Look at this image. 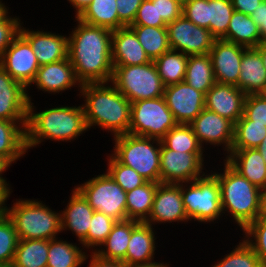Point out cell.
<instances>
[{
	"mask_svg": "<svg viewBox=\"0 0 266 267\" xmlns=\"http://www.w3.org/2000/svg\"><path fill=\"white\" fill-rule=\"evenodd\" d=\"M74 28L68 33V57L77 80L108 83L113 76L112 30L87 24L74 17Z\"/></svg>",
	"mask_w": 266,
	"mask_h": 267,
	"instance_id": "1",
	"label": "cell"
},
{
	"mask_svg": "<svg viewBox=\"0 0 266 267\" xmlns=\"http://www.w3.org/2000/svg\"><path fill=\"white\" fill-rule=\"evenodd\" d=\"M34 103L29 101L25 128L28 152L41 144L43 146L48 140L56 143L73 142L89 131L82 104L58 105L37 112Z\"/></svg>",
	"mask_w": 266,
	"mask_h": 267,
	"instance_id": "2",
	"label": "cell"
},
{
	"mask_svg": "<svg viewBox=\"0 0 266 267\" xmlns=\"http://www.w3.org/2000/svg\"><path fill=\"white\" fill-rule=\"evenodd\" d=\"M79 98H83L86 125L101 128L112 138L129 133L131 102L111 83L83 84Z\"/></svg>",
	"mask_w": 266,
	"mask_h": 267,
	"instance_id": "3",
	"label": "cell"
},
{
	"mask_svg": "<svg viewBox=\"0 0 266 267\" xmlns=\"http://www.w3.org/2000/svg\"><path fill=\"white\" fill-rule=\"evenodd\" d=\"M223 168L209 170L220 185V198L224 219L228 218L243 231L263 213V192L237 172L224 158ZM220 171V172H219ZM226 217V218H225ZM239 227V228H238Z\"/></svg>",
	"mask_w": 266,
	"mask_h": 267,
	"instance_id": "4",
	"label": "cell"
},
{
	"mask_svg": "<svg viewBox=\"0 0 266 267\" xmlns=\"http://www.w3.org/2000/svg\"><path fill=\"white\" fill-rule=\"evenodd\" d=\"M14 200L13 204H8L7 216L12 220L19 240H51L62 233L60 210H53L40 199Z\"/></svg>",
	"mask_w": 266,
	"mask_h": 267,
	"instance_id": "5",
	"label": "cell"
},
{
	"mask_svg": "<svg viewBox=\"0 0 266 267\" xmlns=\"http://www.w3.org/2000/svg\"><path fill=\"white\" fill-rule=\"evenodd\" d=\"M111 155L149 182L160 183L161 140L131 133L111 138Z\"/></svg>",
	"mask_w": 266,
	"mask_h": 267,
	"instance_id": "6",
	"label": "cell"
},
{
	"mask_svg": "<svg viewBox=\"0 0 266 267\" xmlns=\"http://www.w3.org/2000/svg\"><path fill=\"white\" fill-rule=\"evenodd\" d=\"M181 194L190 222L211 225L223 220L220 185L210 171L201 178L182 183Z\"/></svg>",
	"mask_w": 266,
	"mask_h": 267,
	"instance_id": "7",
	"label": "cell"
},
{
	"mask_svg": "<svg viewBox=\"0 0 266 267\" xmlns=\"http://www.w3.org/2000/svg\"><path fill=\"white\" fill-rule=\"evenodd\" d=\"M111 83L131 102L162 97L165 85L154 62L113 66Z\"/></svg>",
	"mask_w": 266,
	"mask_h": 267,
	"instance_id": "8",
	"label": "cell"
},
{
	"mask_svg": "<svg viewBox=\"0 0 266 267\" xmlns=\"http://www.w3.org/2000/svg\"><path fill=\"white\" fill-rule=\"evenodd\" d=\"M74 187L94 211L104 213L116 221L127 219L126 192L106 171Z\"/></svg>",
	"mask_w": 266,
	"mask_h": 267,
	"instance_id": "9",
	"label": "cell"
},
{
	"mask_svg": "<svg viewBox=\"0 0 266 267\" xmlns=\"http://www.w3.org/2000/svg\"><path fill=\"white\" fill-rule=\"evenodd\" d=\"M177 124L163 96L131 103V134L161 140Z\"/></svg>",
	"mask_w": 266,
	"mask_h": 267,
	"instance_id": "10",
	"label": "cell"
},
{
	"mask_svg": "<svg viewBox=\"0 0 266 267\" xmlns=\"http://www.w3.org/2000/svg\"><path fill=\"white\" fill-rule=\"evenodd\" d=\"M206 156L210 162L211 155L173 151L161 143L160 183L182 184L201 178L211 169L206 165Z\"/></svg>",
	"mask_w": 266,
	"mask_h": 267,
	"instance_id": "11",
	"label": "cell"
},
{
	"mask_svg": "<svg viewBox=\"0 0 266 267\" xmlns=\"http://www.w3.org/2000/svg\"><path fill=\"white\" fill-rule=\"evenodd\" d=\"M189 125L205 151L209 148V152L211 147V149L217 148L218 154L225 155L224 157L230 153L235 128L232 121L204 108ZM218 147L221 148L223 154L219 153L221 150Z\"/></svg>",
	"mask_w": 266,
	"mask_h": 267,
	"instance_id": "12",
	"label": "cell"
},
{
	"mask_svg": "<svg viewBox=\"0 0 266 267\" xmlns=\"http://www.w3.org/2000/svg\"><path fill=\"white\" fill-rule=\"evenodd\" d=\"M166 27L170 49L187 56L209 54L216 40L208 29L195 25L183 15Z\"/></svg>",
	"mask_w": 266,
	"mask_h": 267,
	"instance_id": "13",
	"label": "cell"
},
{
	"mask_svg": "<svg viewBox=\"0 0 266 267\" xmlns=\"http://www.w3.org/2000/svg\"><path fill=\"white\" fill-rule=\"evenodd\" d=\"M145 223L151 224L154 228L166 223H177V225L191 223L183 204L181 184H158L152 210Z\"/></svg>",
	"mask_w": 266,
	"mask_h": 267,
	"instance_id": "14",
	"label": "cell"
},
{
	"mask_svg": "<svg viewBox=\"0 0 266 267\" xmlns=\"http://www.w3.org/2000/svg\"><path fill=\"white\" fill-rule=\"evenodd\" d=\"M36 86L37 91H42L43 93H48L55 95L60 93V95L66 90L70 91L72 88H77V93H80L82 84L77 80L74 68L70 62L69 57L55 62L41 65L36 72L34 80L27 87L28 100H33L30 95L31 87Z\"/></svg>",
	"mask_w": 266,
	"mask_h": 267,
	"instance_id": "15",
	"label": "cell"
},
{
	"mask_svg": "<svg viewBox=\"0 0 266 267\" xmlns=\"http://www.w3.org/2000/svg\"><path fill=\"white\" fill-rule=\"evenodd\" d=\"M0 66L26 88L34 80L40 67L29 42L19 34L5 50Z\"/></svg>",
	"mask_w": 266,
	"mask_h": 267,
	"instance_id": "16",
	"label": "cell"
},
{
	"mask_svg": "<svg viewBox=\"0 0 266 267\" xmlns=\"http://www.w3.org/2000/svg\"><path fill=\"white\" fill-rule=\"evenodd\" d=\"M163 97L178 124H190L205 108V94L185 81L165 86Z\"/></svg>",
	"mask_w": 266,
	"mask_h": 267,
	"instance_id": "17",
	"label": "cell"
},
{
	"mask_svg": "<svg viewBox=\"0 0 266 267\" xmlns=\"http://www.w3.org/2000/svg\"><path fill=\"white\" fill-rule=\"evenodd\" d=\"M23 25V26H22ZM20 34L29 42L39 66L68 58V36L52 31L32 30L22 22Z\"/></svg>",
	"mask_w": 266,
	"mask_h": 267,
	"instance_id": "18",
	"label": "cell"
},
{
	"mask_svg": "<svg viewBox=\"0 0 266 267\" xmlns=\"http://www.w3.org/2000/svg\"><path fill=\"white\" fill-rule=\"evenodd\" d=\"M247 48L223 39H216L209 55L215 80L238 87L243 52Z\"/></svg>",
	"mask_w": 266,
	"mask_h": 267,
	"instance_id": "19",
	"label": "cell"
},
{
	"mask_svg": "<svg viewBox=\"0 0 266 267\" xmlns=\"http://www.w3.org/2000/svg\"><path fill=\"white\" fill-rule=\"evenodd\" d=\"M27 88L0 66V119L27 121Z\"/></svg>",
	"mask_w": 266,
	"mask_h": 267,
	"instance_id": "20",
	"label": "cell"
},
{
	"mask_svg": "<svg viewBox=\"0 0 266 267\" xmlns=\"http://www.w3.org/2000/svg\"><path fill=\"white\" fill-rule=\"evenodd\" d=\"M245 98L238 87L216 82L205 94V108L235 124L243 116Z\"/></svg>",
	"mask_w": 266,
	"mask_h": 267,
	"instance_id": "21",
	"label": "cell"
},
{
	"mask_svg": "<svg viewBox=\"0 0 266 267\" xmlns=\"http://www.w3.org/2000/svg\"><path fill=\"white\" fill-rule=\"evenodd\" d=\"M68 198L65 209L60 210L62 233L70 231L81 242L88 235L94 210L75 187Z\"/></svg>",
	"mask_w": 266,
	"mask_h": 267,
	"instance_id": "22",
	"label": "cell"
},
{
	"mask_svg": "<svg viewBox=\"0 0 266 267\" xmlns=\"http://www.w3.org/2000/svg\"><path fill=\"white\" fill-rule=\"evenodd\" d=\"M111 50L113 66L144 65L152 62L129 26L112 31Z\"/></svg>",
	"mask_w": 266,
	"mask_h": 267,
	"instance_id": "23",
	"label": "cell"
},
{
	"mask_svg": "<svg viewBox=\"0 0 266 267\" xmlns=\"http://www.w3.org/2000/svg\"><path fill=\"white\" fill-rule=\"evenodd\" d=\"M157 229L151 224L139 222L131 232L126 251V265L149 264L155 261Z\"/></svg>",
	"mask_w": 266,
	"mask_h": 267,
	"instance_id": "24",
	"label": "cell"
},
{
	"mask_svg": "<svg viewBox=\"0 0 266 267\" xmlns=\"http://www.w3.org/2000/svg\"><path fill=\"white\" fill-rule=\"evenodd\" d=\"M225 159L237 172L253 185L266 190V162L257 148L231 150Z\"/></svg>",
	"mask_w": 266,
	"mask_h": 267,
	"instance_id": "25",
	"label": "cell"
},
{
	"mask_svg": "<svg viewBox=\"0 0 266 267\" xmlns=\"http://www.w3.org/2000/svg\"><path fill=\"white\" fill-rule=\"evenodd\" d=\"M27 121L0 119V157L11 166L28 154L26 147Z\"/></svg>",
	"mask_w": 266,
	"mask_h": 267,
	"instance_id": "26",
	"label": "cell"
},
{
	"mask_svg": "<svg viewBox=\"0 0 266 267\" xmlns=\"http://www.w3.org/2000/svg\"><path fill=\"white\" fill-rule=\"evenodd\" d=\"M240 69L238 88L246 95L260 94L266 85V69L256 48L243 52Z\"/></svg>",
	"mask_w": 266,
	"mask_h": 267,
	"instance_id": "27",
	"label": "cell"
},
{
	"mask_svg": "<svg viewBox=\"0 0 266 267\" xmlns=\"http://www.w3.org/2000/svg\"><path fill=\"white\" fill-rule=\"evenodd\" d=\"M138 223L130 219L116 221L110 234L95 253L106 259L122 261L126 265V251L131 232Z\"/></svg>",
	"mask_w": 266,
	"mask_h": 267,
	"instance_id": "28",
	"label": "cell"
},
{
	"mask_svg": "<svg viewBox=\"0 0 266 267\" xmlns=\"http://www.w3.org/2000/svg\"><path fill=\"white\" fill-rule=\"evenodd\" d=\"M86 254L80 242L73 243L57 237L49 240L47 267H81Z\"/></svg>",
	"mask_w": 266,
	"mask_h": 267,
	"instance_id": "29",
	"label": "cell"
},
{
	"mask_svg": "<svg viewBox=\"0 0 266 267\" xmlns=\"http://www.w3.org/2000/svg\"><path fill=\"white\" fill-rule=\"evenodd\" d=\"M222 39L246 48H256L260 44V32L250 15L234 11Z\"/></svg>",
	"mask_w": 266,
	"mask_h": 267,
	"instance_id": "30",
	"label": "cell"
},
{
	"mask_svg": "<svg viewBox=\"0 0 266 267\" xmlns=\"http://www.w3.org/2000/svg\"><path fill=\"white\" fill-rule=\"evenodd\" d=\"M116 7V0H93L77 18L113 31L125 27L119 20Z\"/></svg>",
	"mask_w": 266,
	"mask_h": 267,
	"instance_id": "31",
	"label": "cell"
},
{
	"mask_svg": "<svg viewBox=\"0 0 266 267\" xmlns=\"http://www.w3.org/2000/svg\"><path fill=\"white\" fill-rule=\"evenodd\" d=\"M159 183L145 184L126 192L127 219L145 222L152 210L155 192Z\"/></svg>",
	"mask_w": 266,
	"mask_h": 267,
	"instance_id": "32",
	"label": "cell"
},
{
	"mask_svg": "<svg viewBox=\"0 0 266 267\" xmlns=\"http://www.w3.org/2000/svg\"><path fill=\"white\" fill-rule=\"evenodd\" d=\"M184 81L204 94L216 83L209 54L188 57Z\"/></svg>",
	"mask_w": 266,
	"mask_h": 267,
	"instance_id": "33",
	"label": "cell"
},
{
	"mask_svg": "<svg viewBox=\"0 0 266 267\" xmlns=\"http://www.w3.org/2000/svg\"><path fill=\"white\" fill-rule=\"evenodd\" d=\"M49 240H19L13 267H47Z\"/></svg>",
	"mask_w": 266,
	"mask_h": 267,
	"instance_id": "34",
	"label": "cell"
},
{
	"mask_svg": "<svg viewBox=\"0 0 266 267\" xmlns=\"http://www.w3.org/2000/svg\"><path fill=\"white\" fill-rule=\"evenodd\" d=\"M188 57L180 51L170 49L153 60L165 86L184 81Z\"/></svg>",
	"mask_w": 266,
	"mask_h": 267,
	"instance_id": "35",
	"label": "cell"
},
{
	"mask_svg": "<svg viewBox=\"0 0 266 267\" xmlns=\"http://www.w3.org/2000/svg\"><path fill=\"white\" fill-rule=\"evenodd\" d=\"M148 57L153 61L170 50L167 27H152L143 25L129 26Z\"/></svg>",
	"mask_w": 266,
	"mask_h": 267,
	"instance_id": "36",
	"label": "cell"
},
{
	"mask_svg": "<svg viewBox=\"0 0 266 267\" xmlns=\"http://www.w3.org/2000/svg\"><path fill=\"white\" fill-rule=\"evenodd\" d=\"M168 149L186 153H207L201 146L189 124H177L161 139Z\"/></svg>",
	"mask_w": 266,
	"mask_h": 267,
	"instance_id": "37",
	"label": "cell"
},
{
	"mask_svg": "<svg viewBox=\"0 0 266 267\" xmlns=\"http://www.w3.org/2000/svg\"><path fill=\"white\" fill-rule=\"evenodd\" d=\"M233 12L231 0H208V30L216 39L226 35Z\"/></svg>",
	"mask_w": 266,
	"mask_h": 267,
	"instance_id": "38",
	"label": "cell"
},
{
	"mask_svg": "<svg viewBox=\"0 0 266 267\" xmlns=\"http://www.w3.org/2000/svg\"><path fill=\"white\" fill-rule=\"evenodd\" d=\"M229 252V253H228ZM214 261L211 267H264L251 246L242 238L231 251Z\"/></svg>",
	"mask_w": 266,
	"mask_h": 267,
	"instance_id": "39",
	"label": "cell"
},
{
	"mask_svg": "<svg viewBox=\"0 0 266 267\" xmlns=\"http://www.w3.org/2000/svg\"><path fill=\"white\" fill-rule=\"evenodd\" d=\"M266 136V124L254 121H237L231 150L256 148Z\"/></svg>",
	"mask_w": 266,
	"mask_h": 267,
	"instance_id": "40",
	"label": "cell"
},
{
	"mask_svg": "<svg viewBox=\"0 0 266 267\" xmlns=\"http://www.w3.org/2000/svg\"><path fill=\"white\" fill-rule=\"evenodd\" d=\"M116 220L94 211L88 235L80 242L87 252H95L110 234Z\"/></svg>",
	"mask_w": 266,
	"mask_h": 267,
	"instance_id": "41",
	"label": "cell"
},
{
	"mask_svg": "<svg viewBox=\"0 0 266 267\" xmlns=\"http://www.w3.org/2000/svg\"><path fill=\"white\" fill-rule=\"evenodd\" d=\"M106 159L107 168L105 171L125 192H129L147 182L137 171L119 163L110 153L106 155Z\"/></svg>",
	"mask_w": 266,
	"mask_h": 267,
	"instance_id": "42",
	"label": "cell"
},
{
	"mask_svg": "<svg viewBox=\"0 0 266 267\" xmlns=\"http://www.w3.org/2000/svg\"><path fill=\"white\" fill-rule=\"evenodd\" d=\"M243 239L251 246L266 267V216L261 215L251 222L243 231Z\"/></svg>",
	"mask_w": 266,
	"mask_h": 267,
	"instance_id": "43",
	"label": "cell"
},
{
	"mask_svg": "<svg viewBox=\"0 0 266 267\" xmlns=\"http://www.w3.org/2000/svg\"><path fill=\"white\" fill-rule=\"evenodd\" d=\"M18 241L12 220L7 215L0 217V263H13Z\"/></svg>",
	"mask_w": 266,
	"mask_h": 267,
	"instance_id": "44",
	"label": "cell"
},
{
	"mask_svg": "<svg viewBox=\"0 0 266 267\" xmlns=\"http://www.w3.org/2000/svg\"><path fill=\"white\" fill-rule=\"evenodd\" d=\"M238 121L266 124V99L261 94L246 95L243 116Z\"/></svg>",
	"mask_w": 266,
	"mask_h": 267,
	"instance_id": "45",
	"label": "cell"
},
{
	"mask_svg": "<svg viewBox=\"0 0 266 267\" xmlns=\"http://www.w3.org/2000/svg\"><path fill=\"white\" fill-rule=\"evenodd\" d=\"M11 11L0 21V59L11 42L20 34L23 21L21 17L10 14Z\"/></svg>",
	"mask_w": 266,
	"mask_h": 267,
	"instance_id": "46",
	"label": "cell"
},
{
	"mask_svg": "<svg viewBox=\"0 0 266 267\" xmlns=\"http://www.w3.org/2000/svg\"><path fill=\"white\" fill-rule=\"evenodd\" d=\"M131 25L166 27L163 19H158L157 0H144L138 8L134 22Z\"/></svg>",
	"mask_w": 266,
	"mask_h": 267,
	"instance_id": "47",
	"label": "cell"
},
{
	"mask_svg": "<svg viewBox=\"0 0 266 267\" xmlns=\"http://www.w3.org/2000/svg\"><path fill=\"white\" fill-rule=\"evenodd\" d=\"M182 15L195 25L208 29V0H189L183 5Z\"/></svg>",
	"mask_w": 266,
	"mask_h": 267,
	"instance_id": "48",
	"label": "cell"
},
{
	"mask_svg": "<svg viewBox=\"0 0 266 267\" xmlns=\"http://www.w3.org/2000/svg\"><path fill=\"white\" fill-rule=\"evenodd\" d=\"M144 0H116V8L119 20L130 26L136 17L138 8Z\"/></svg>",
	"mask_w": 266,
	"mask_h": 267,
	"instance_id": "49",
	"label": "cell"
},
{
	"mask_svg": "<svg viewBox=\"0 0 266 267\" xmlns=\"http://www.w3.org/2000/svg\"><path fill=\"white\" fill-rule=\"evenodd\" d=\"M158 19L168 24L182 16L183 6L176 0H157Z\"/></svg>",
	"mask_w": 266,
	"mask_h": 267,
	"instance_id": "50",
	"label": "cell"
},
{
	"mask_svg": "<svg viewBox=\"0 0 266 267\" xmlns=\"http://www.w3.org/2000/svg\"><path fill=\"white\" fill-rule=\"evenodd\" d=\"M86 262L89 263L87 267H126L122 261L106 259L100 257L95 252H90V254L87 252L84 264H87Z\"/></svg>",
	"mask_w": 266,
	"mask_h": 267,
	"instance_id": "51",
	"label": "cell"
},
{
	"mask_svg": "<svg viewBox=\"0 0 266 267\" xmlns=\"http://www.w3.org/2000/svg\"><path fill=\"white\" fill-rule=\"evenodd\" d=\"M264 0H231L234 11L250 15Z\"/></svg>",
	"mask_w": 266,
	"mask_h": 267,
	"instance_id": "52",
	"label": "cell"
},
{
	"mask_svg": "<svg viewBox=\"0 0 266 267\" xmlns=\"http://www.w3.org/2000/svg\"><path fill=\"white\" fill-rule=\"evenodd\" d=\"M12 186L9 181H0V217L7 215L8 200L12 191Z\"/></svg>",
	"mask_w": 266,
	"mask_h": 267,
	"instance_id": "53",
	"label": "cell"
},
{
	"mask_svg": "<svg viewBox=\"0 0 266 267\" xmlns=\"http://www.w3.org/2000/svg\"><path fill=\"white\" fill-rule=\"evenodd\" d=\"M250 17L258 28H260L261 25L266 22V0L259 4V7H257L254 12L250 14Z\"/></svg>",
	"mask_w": 266,
	"mask_h": 267,
	"instance_id": "54",
	"label": "cell"
},
{
	"mask_svg": "<svg viewBox=\"0 0 266 267\" xmlns=\"http://www.w3.org/2000/svg\"><path fill=\"white\" fill-rule=\"evenodd\" d=\"M75 11L74 17H78L93 0H67Z\"/></svg>",
	"mask_w": 266,
	"mask_h": 267,
	"instance_id": "55",
	"label": "cell"
},
{
	"mask_svg": "<svg viewBox=\"0 0 266 267\" xmlns=\"http://www.w3.org/2000/svg\"><path fill=\"white\" fill-rule=\"evenodd\" d=\"M169 263L171 262H167L165 263L162 261H154L152 263L149 264H138V265H126V267H170Z\"/></svg>",
	"mask_w": 266,
	"mask_h": 267,
	"instance_id": "56",
	"label": "cell"
},
{
	"mask_svg": "<svg viewBox=\"0 0 266 267\" xmlns=\"http://www.w3.org/2000/svg\"><path fill=\"white\" fill-rule=\"evenodd\" d=\"M9 167H11V165L0 157V181H7V178L3 176V174L8 171Z\"/></svg>",
	"mask_w": 266,
	"mask_h": 267,
	"instance_id": "57",
	"label": "cell"
},
{
	"mask_svg": "<svg viewBox=\"0 0 266 267\" xmlns=\"http://www.w3.org/2000/svg\"><path fill=\"white\" fill-rule=\"evenodd\" d=\"M256 49L259 51L264 68L266 69V43H260Z\"/></svg>",
	"mask_w": 266,
	"mask_h": 267,
	"instance_id": "58",
	"label": "cell"
},
{
	"mask_svg": "<svg viewBox=\"0 0 266 267\" xmlns=\"http://www.w3.org/2000/svg\"><path fill=\"white\" fill-rule=\"evenodd\" d=\"M256 148L261 154L263 160L266 162V136L263 138V141Z\"/></svg>",
	"mask_w": 266,
	"mask_h": 267,
	"instance_id": "59",
	"label": "cell"
},
{
	"mask_svg": "<svg viewBox=\"0 0 266 267\" xmlns=\"http://www.w3.org/2000/svg\"><path fill=\"white\" fill-rule=\"evenodd\" d=\"M9 7L5 5V1L0 0V21L9 13Z\"/></svg>",
	"mask_w": 266,
	"mask_h": 267,
	"instance_id": "60",
	"label": "cell"
},
{
	"mask_svg": "<svg viewBox=\"0 0 266 267\" xmlns=\"http://www.w3.org/2000/svg\"><path fill=\"white\" fill-rule=\"evenodd\" d=\"M260 43H266V22L259 28Z\"/></svg>",
	"mask_w": 266,
	"mask_h": 267,
	"instance_id": "61",
	"label": "cell"
},
{
	"mask_svg": "<svg viewBox=\"0 0 266 267\" xmlns=\"http://www.w3.org/2000/svg\"><path fill=\"white\" fill-rule=\"evenodd\" d=\"M262 215L266 216V190L263 192V213Z\"/></svg>",
	"mask_w": 266,
	"mask_h": 267,
	"instance_id": "62",
	"label": "cell"
},
{
	"mask_svg": "<svg viewBox=\"0 0 266 267\" xmlns=\"http://www.w3.org/2000/svg\"><path fill=\"white\" fill-rule=\"evenodd\" d=\"M0 267H13L12 263H0Z\"/></svg>",
	"mask_w": 266,
	"mask_h": 267,
	"instance_id": "63",
	"label": "cell"
},
{
	"mask_svg": "<svg viewBox=\"0 0 266 267\" xmlns=\"http://www.w3.org/2000/svg\"><path fill=\"white\" fill-rule=\"evenodd\" d=\"M178 3H180L182 6L186 4L189 0H176Z\"/></svg>",
	"mask_w": 266,
	"mask_h": 267,
	"instance_id": "64",
	"label": "cell"
},
{
	"mask_svg": "<svg viewBox=\"0 0 266 267\" xmlns=\"http://www.w3.org/2000/svg\"><path fill=\"white\" fill-rule=\"evenodd\" d=\"M266 99V85L263 91L260 93Z\"/></svg>",
	"mask_w": 266,
	"mask_h": 267,
	"instance_id": "65",
	"label": "cell"
}]
</instances>
